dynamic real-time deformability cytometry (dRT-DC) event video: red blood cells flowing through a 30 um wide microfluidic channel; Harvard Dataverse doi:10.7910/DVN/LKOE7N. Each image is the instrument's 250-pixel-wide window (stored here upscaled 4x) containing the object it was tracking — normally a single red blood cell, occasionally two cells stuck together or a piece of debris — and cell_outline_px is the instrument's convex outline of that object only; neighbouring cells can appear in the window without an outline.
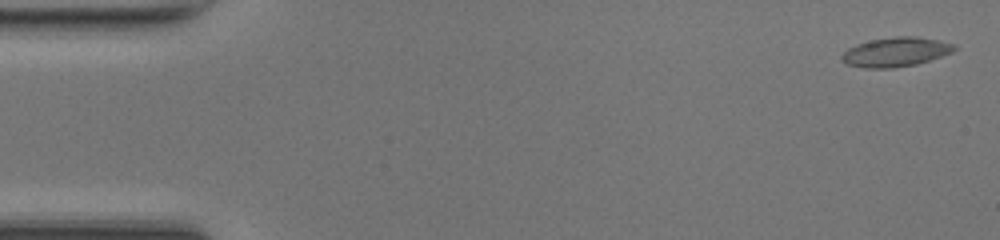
{"species": "common noctule bat (a hibernating species)", "species_latin": "Nyctalus noctula", "temperature_condition": "room temperature", "stored_images_in_passage": 49, "camera_frame_rate_fps": 3000, "um_per_image_px": 0.085, "animal": {"sex": "female", "body_mass_g": 17.0, "forearm_length_mm": 48.0}, "frame": {"image": 1, "passage_image": 2, "time_ms": 0.333, "image_size_px": [1000, 240], "cell_outline_px": [[956, 48], [952, 52], [916, 64], [892, 68], [864, 68], [848, 64], [840, 60], [840, 56], [848, 48], [856, 44], [872, 40], [896, 36], [916, 36], [956, 44]], "centroid_in_image_um": [76.1, 4.42], "position_along_channel_um": 8.9, "area_um2": 19.07}}
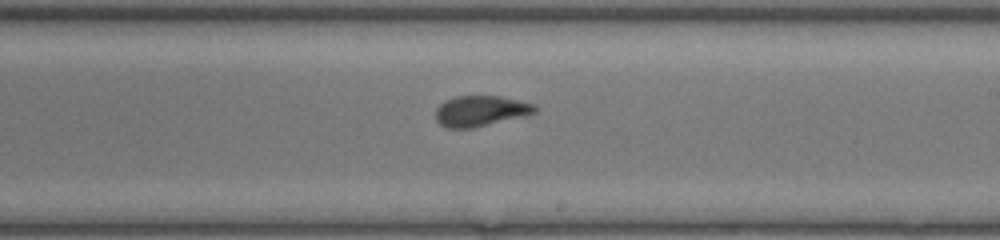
{"frame": {"image": 2, "passage_image": 29, "time_ms": 9.333, "image_size_px": [1000, 240], "cell_outline_px": [[536, 112], [524, 116], [472, 128], [448, 128], [440, 124], [436, 120], [436, 108], [444, 100], [456, 96], [500, 96], [536, 104]], "centroid_in_image_um": [40.84, 9.42], "position_along_channel_um": 248.2, "area_um2": 17.69}}
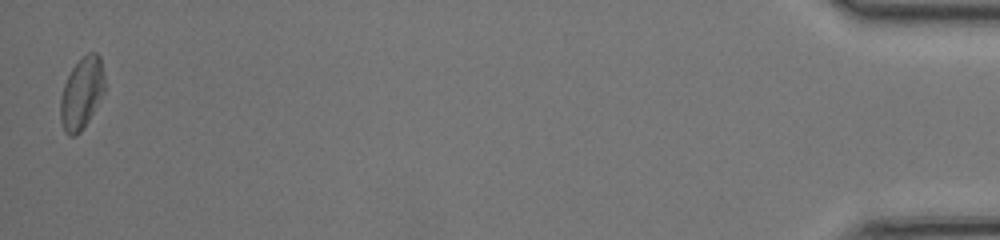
{"frame": {"image": 3, "passage_image": 49, "time_ms": 16.0, "image_size_px": [1000, 240], "cell_outline_px": [[104, 92], [88, 120], [80, 132], [76, 136], [68, 136], [64, 132], [60, 120], [60, 100], [64, 84], [72, 68], [88, 52], [96, 52], [100, 56], [104, 76]], "centroid_in_image_um": [6.93, 7.94], "position_along_channel_um": 428.3, "area_um2": 18.32}, "authors_computed_cell_mechanics": {"area_um2": 18.207, "velocity_mm_per_s": 4.2228, "shape_relaxation_time_tau1_ms": 9.324, "shape_relaxation_time_tau2_ms": 1.2581, "deformation_change_tau1": 0.2014, "deformation_change_tau2": 0.0679}}